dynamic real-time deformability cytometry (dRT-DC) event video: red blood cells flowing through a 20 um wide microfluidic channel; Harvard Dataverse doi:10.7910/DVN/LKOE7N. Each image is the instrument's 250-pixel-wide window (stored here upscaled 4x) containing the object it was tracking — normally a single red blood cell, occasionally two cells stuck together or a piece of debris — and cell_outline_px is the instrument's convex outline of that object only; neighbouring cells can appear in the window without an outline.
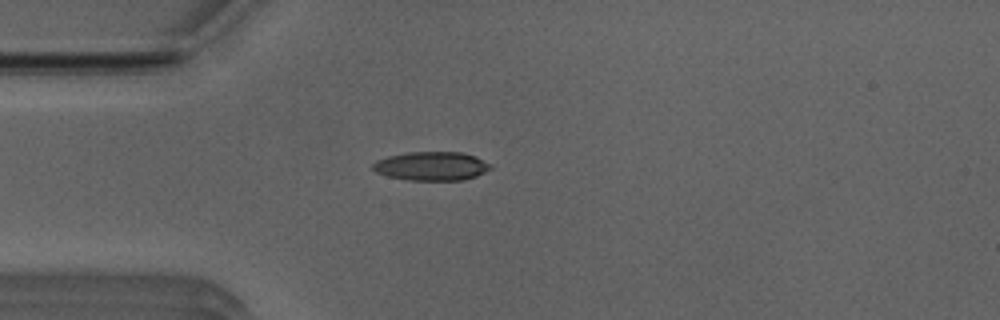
{"species": "Egyptian fruit bat (a non-hibernating species)", "species_latin": "Rousettus aegyptiacus", "temperature_condition": "room temperature", "stored_images_in_passage": 29, "camera_frame_rate_fps": 3000, "um_per_image_px": 0.085, "animal": {"sex": "male"}, "frame": {"image": 1, "passage_image": 2, "time_ms": 0.333, "image_size_px": [1000, 320], "cell_outline_px": [[492, 168], [476, 176], [464, 180], [408, 180], [388, 176], [376, 172], [372, 168], [372, 164], [376, 160], [388, 156], [408, 152], [460, 152], [476, 156], [492, 164]], "centroid_in_image_um": [36.69, 14.11], "position_along_channel_um": 48.3, "area_um2": 19.83}}
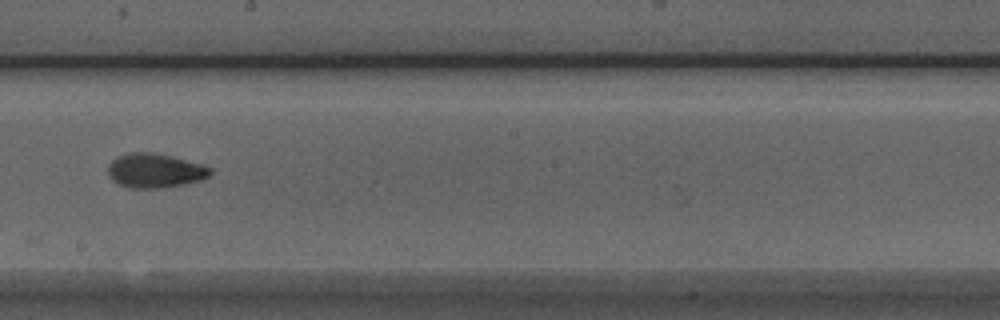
{"frame": {"image": 2, "passage_image": 17, "time_ms": 5.333, "image_size_px": [1000, 320], "cell_outline_px": [[212, 172], [204, 180], [184, 184], [160, 188], [132, 188], [120, 184], [112, 180], [108, 176], [108, 164], [116, 156], [128, 152], [152, 152], [172, 156], [204, 164], [212, 168]], "centroid_in_image_um": [13.19, 14.49], "position_along_channel_um": 235.0, "area_um2": 20.75}}
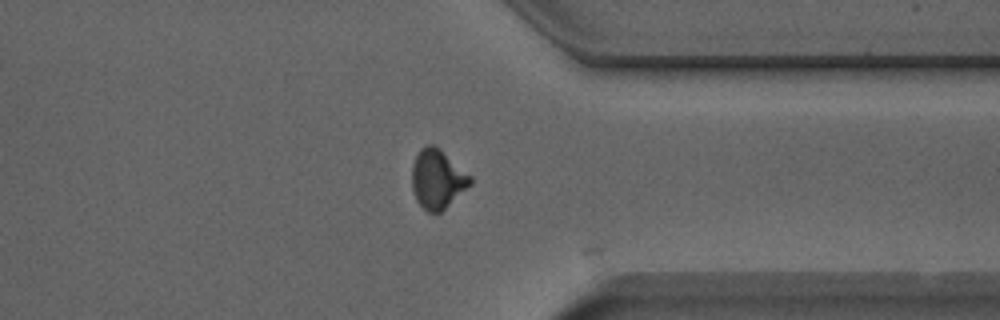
{"frame": {"image": 3, "passage_image": 28, "time_ms": 9.0, "image_size_px": [1000, 320], "cell_outline_px": [[472, 184], [440, 212], [428, 212], [416, 200], [412, 188], [412, 164], [420, 148], [428, 144], [432, 144], [440, 148], [472, 176]], "centroid_in_image_um": [37.19, 15.19], "position_along_channel_um": 374.2, "area_um2": 20.11}, "authors_computed_cell_mechanics": {"area_um2": 19.8832, "velocity_mm_per_s": 3.9452, "shape_relaxation_time_tau1_ms": 4.2161, "shape_relaxation_time_tau2_ms": 3.2196, "deformation_change_tau1": 0.1612, "deformation_change_tau2": 0.0786}}